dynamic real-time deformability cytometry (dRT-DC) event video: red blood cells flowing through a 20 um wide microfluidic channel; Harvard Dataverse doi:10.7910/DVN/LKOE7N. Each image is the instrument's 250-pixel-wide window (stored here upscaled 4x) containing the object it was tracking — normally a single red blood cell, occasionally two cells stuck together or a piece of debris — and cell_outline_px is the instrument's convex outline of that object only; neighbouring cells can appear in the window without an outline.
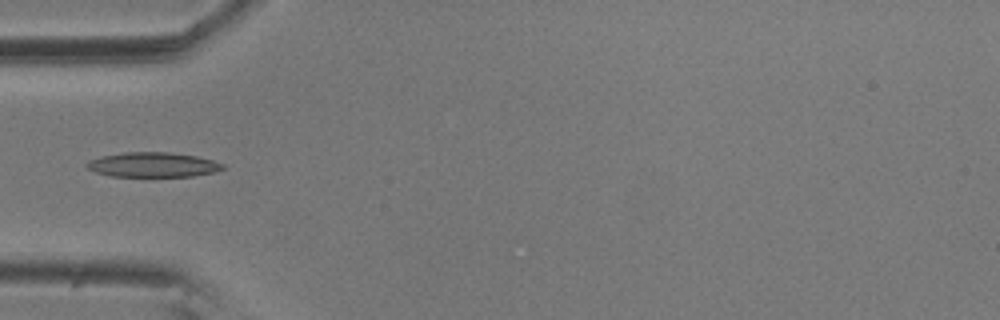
{"species": "common noctule bat (a hibernating species)", "species_latin": "Nyctalus noctula", "temperature_condition": "room temperature", "stored_images_in_passage": 6, "camera_frame_rate_fps": 3000, "um_per_image_px": 0.085, "animal": {"sex": "male", "body_mass_g": 20.5, "forearm_length_mm": 52.5}, "frame": {"image": 1, "passage_image": 6, "time_ms": 1.667, "image_size_px": [1000, 320], "cell_outline_px": [[224, 168], [212, 172], [192, 176], [108, 176], [96, 172], [88, 168], [84, 164], [88, 160], [100, 156], [124, 152], [168, 152], [196, 156], [212, 160], [224, 164]], "centroid_in_image_um": [12.94, 13.99], "position_along_channel_um": 72.1, "area_um2": 19.54}}